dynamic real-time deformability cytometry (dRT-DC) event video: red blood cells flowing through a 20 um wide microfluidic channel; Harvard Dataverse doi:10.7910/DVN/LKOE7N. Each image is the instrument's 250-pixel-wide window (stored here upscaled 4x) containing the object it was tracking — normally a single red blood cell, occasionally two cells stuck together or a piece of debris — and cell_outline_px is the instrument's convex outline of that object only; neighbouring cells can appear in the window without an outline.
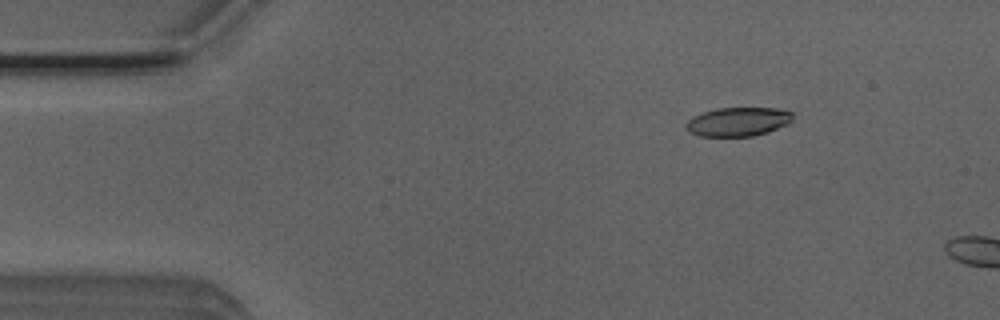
{"species": "Egyptian fruit bat (a non-hibernating species)", "species_latin": "Rousettus aegyptiacus", "temperature_condition": "room temperature", "stored_images_in_passage": 3, "camera_frame_rate_fps": 3000, "um_per_image_px": 0.085, "animal": {"sex": "male"}, "frame": {"image": 1, "passage_image": 2, "time_ms": 0.333, "image_size_px": [1000, 320], "cell_outline_px": [[792, 120], [788, 124], [768, 132], [752, 136], [700, 136], [688, 132], [684, 128], [684, 124], [692, 116], [716, 108], [776, 108], [792, 112]], "centroid_in_image_um": [62.69, 10.35], "position_along_channel_um": 22.3, "area_um2": 18.09}}